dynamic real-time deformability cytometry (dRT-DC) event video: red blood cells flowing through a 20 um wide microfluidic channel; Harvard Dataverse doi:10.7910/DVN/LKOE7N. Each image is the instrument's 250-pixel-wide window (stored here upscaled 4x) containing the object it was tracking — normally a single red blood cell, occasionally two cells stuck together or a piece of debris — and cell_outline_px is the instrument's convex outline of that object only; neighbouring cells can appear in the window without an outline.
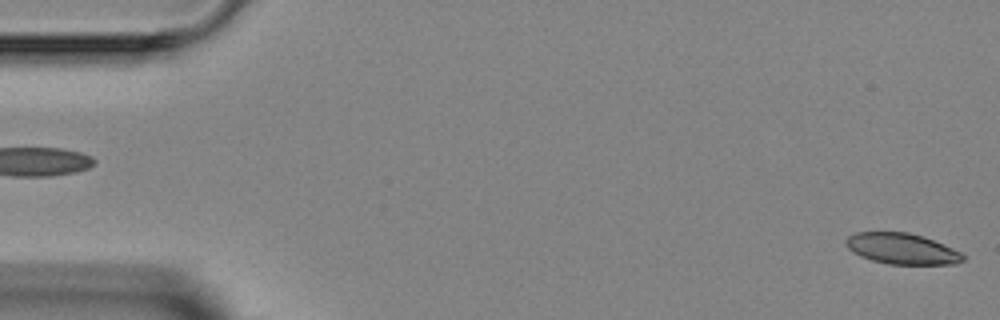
{"species": "Egyptian fruit bat (a non-hibernating species)", "species_latin": "Rousettus aegyptiacus", "temperature_condition": "room temperature", "stored_images_in_passage": 4, "segment_of_instrument_passage": [2, 2], "camera_frame_rate_fps": 3000, "um_per_image_px": 0.085, "animal": {"sex": "female"}, "frame": {"image": 1, "passage_image": 4, "time_ms": 3.667, "image_size_px": [1000, 320], "cell_outline_px": [[964, 260], [956, 264], [888, 264], [872, 260], [860, 256], [852, 252], [844, 244], [844, 240], [848, 236], [856, 232], [908, 232], [924, 236], [944, 244], [960, 252], [964, 256]], "centroid_in_image_um": [76.64, 21.13], "position_along_channel_um": 8.4, "area_um2": 21.21}}